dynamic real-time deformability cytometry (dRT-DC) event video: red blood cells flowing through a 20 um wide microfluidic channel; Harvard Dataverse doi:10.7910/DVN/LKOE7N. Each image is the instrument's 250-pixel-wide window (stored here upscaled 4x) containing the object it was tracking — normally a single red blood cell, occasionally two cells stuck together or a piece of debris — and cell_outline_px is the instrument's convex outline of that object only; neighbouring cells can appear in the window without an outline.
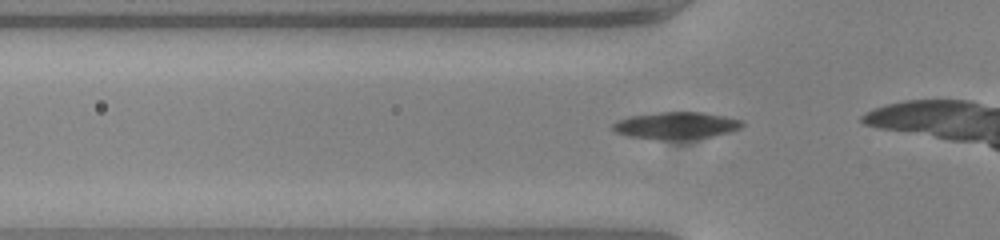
{"species": "common noctule bat (a hibernating species)", "species_latin": "Nyctalus noctula", "temperature_condition": "warm", "stored_images_in_passage": 6, "camera_frame_rate_fps": 3000, "um_per_image_px": 0.085, "animal": {"sex": "female", "body_mass_g": 23.0, "forearm_length_mm": 53.4}, "frame": {"image": 1, "passage_image": 5, "time_ms": 1.333, "image_size_px": [1000, 240], "cell_outline_px": [[744, 124], [740, 128], [728, 132], [712, 136], [688, 140], [652, 140], [628, 136], [616, 132], [612, 128], [612, 124], [620, 120], [632, 116], [660, 112], [704, 112], [724, 116], [740, 120]], "centroid_in_image_um": [57.46, 10.69], "position_along_channel_um": 68.3, "area_um2": 20.46}}